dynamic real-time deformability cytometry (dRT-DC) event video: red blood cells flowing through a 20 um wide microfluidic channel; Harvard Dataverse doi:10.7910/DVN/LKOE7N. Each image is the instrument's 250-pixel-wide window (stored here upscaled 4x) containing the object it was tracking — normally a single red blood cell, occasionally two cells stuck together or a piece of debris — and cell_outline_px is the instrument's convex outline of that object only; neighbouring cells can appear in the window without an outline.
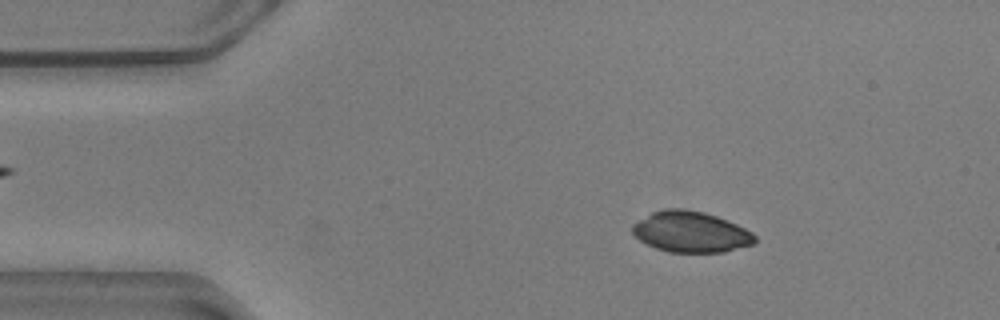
{"species": "common noctule bat (a hibernating species)", "species_latin": "Nyctalus noctula", "temperature_condition": "warm", "stored_images_in_passage": 39, "camera_frame_rate_fps": 3000, "um_per_image_px": 0.085, "animal": {"sex": "male", "body_mass_g": 20.5, "forearm_length_mm": 52.5}, "frame": {"image": 1, "passage_image": 7, "time_ms": 2.0, "image_size_px": [1000, 320], "cell_outline_px": [[756, 240], [752, 244], [724, 252], [672, 252], [656, 248], [640, 240], [632, 232], [632, 224], [652, 212], [664, 208], [684, 208], [704, 212], [728, 220], [752, 232], [756, 236]], "centroid_in_image_um": [58.72, 19.69], "position_along_channel_um": 26.3, "area_um2": 29.07}}
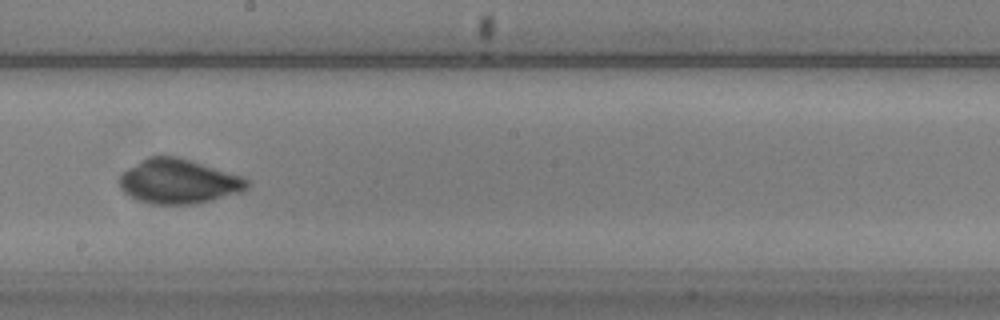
{"frame": {"image": 2, "passage_image": 29, "time_ms": 9.333, "image_size_px": [1000, 320], "cell_outline_px": [[248, 188], [244, 192], [196, 204], [152, 204], [136, 200], [128, 196], [120, 188], [120, 176], [128, 168], [148, 156], [176, 156], [244, 176], [248, 180]], "centroid_in_image_um": [15.2, 15.43], "position_along_channel_um": 233.0, "area_um2": 33.29}}